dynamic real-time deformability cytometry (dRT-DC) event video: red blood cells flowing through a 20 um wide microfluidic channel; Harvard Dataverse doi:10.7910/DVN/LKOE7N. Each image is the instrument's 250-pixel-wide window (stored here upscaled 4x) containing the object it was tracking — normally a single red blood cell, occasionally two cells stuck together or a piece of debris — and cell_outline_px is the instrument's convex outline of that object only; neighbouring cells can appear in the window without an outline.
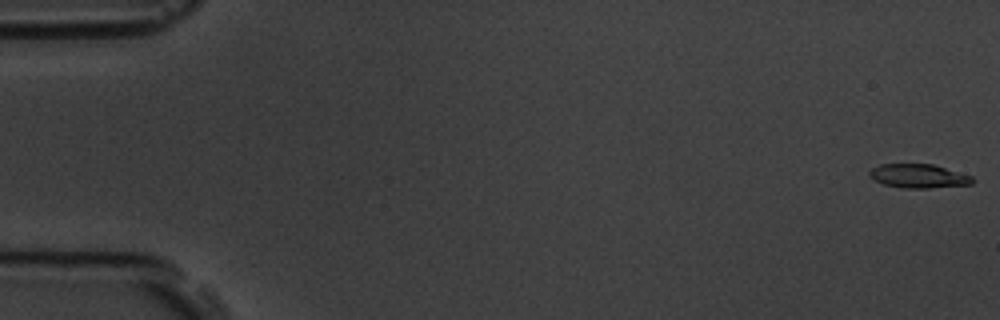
{"species": "common noctule bat (a hibernating species)", "species_latin": "Nyctalus noctula", "temperature_condition": "room temperature", "stored_images_in_passage": 6, "camera_frame_rate_fps": 3000, "um_per_image_px": 0.085, "animal": {"sex": "male", "body_mass_g": 19.5, "forearm_length_mm": 54.6}, "frame": {"image": 1, "passage_image": 1, "time_ms": 0.0, "image_size_px": [1000, 320], "cell_outline_px": [[972, 184], [928, 188], [904, 188], [884, 184], [868, 176], [868, 172], [872, 168], [880, 164], [932, 164], [972, 176]], "centroid_in_image_um": [78.04, 14.96], "position_along_channel_um": 7.0, "area_um2": 14.16}}
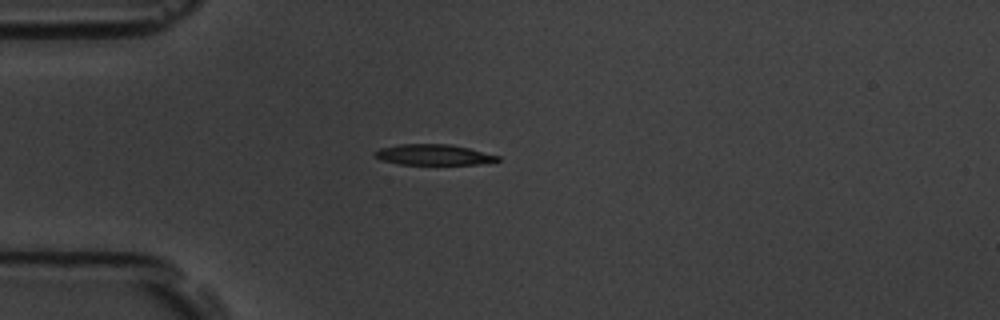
{"frame": {"image": 2, "passage_image": 5, "time_ms": 5.0, "image_size_px": [1000, 320], "cell_outline_px": [[500, 160], [480, 164], [400, 164], [380, 160], [372, 152], [380, 148], [400, 144], [448, 144], [468, 148], [500, 156]], "centroid_in_image_um": [36.83, 13.15], "position_along_channel_um": 48.2, "area_um2": 14.68}}